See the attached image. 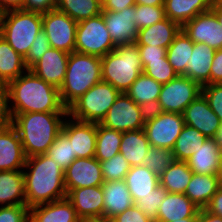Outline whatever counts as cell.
Here are the masks:
<instances>
[{"label": "cell", "instance_id": "obj_1", "mask_svg": "<svg viewBox=\"0 0 222 222\" xmlns=\"http://www.w3.org/2000/svg\"><path fill=\"white\" fill-rule=\"evenodd\" d=\"M23 173L29 209L66 198L64 170L47 154L27 157Z\"/></svg>", "mask_w": 222, "mask_h": 222}, {"label": "cell", "instance_id": "obj_2", "mask_svg": "<svg viewBox=\"0 0 222 222\" xmlns=\"http://www.w3.org/2000/svg\"><path fill=\"white\" fill-rule=\"evenodd\" d=\"M11 114L68 112L59 89L40 79L30 69L8 83Z\"/></svg>", "mask_w": 222, "mask_h": 222}, {"label": "cell", "instance_id": "obj_3", "mask_svg": "<svg viewBox=\"0 0 222 222\" xmlns=\"http://www.w3.org/2000/svg\"><path fill=\"white\" fill-rule=\"evenodd\" d=\"M68 112H32L12 114L26 157L46 154L61 133Z\"/></svg>", "mask_w": 222, "mask_h": 222}, {"label": "cell", "instance_id": "obj_4", "mask_svg": "<svg viewBox=\"0 0 222 222\" xmlns=\"http://www.w3.org/2000/svg\"><path fill=\"white\" fill-rule=\"evenodd\" d=\"M100 81H102L101 57L78 52L70 53L65 79L59 88L62 104L68 108Z\"/></svg>", "mask_w": 222, "mask_h": 222}, {"label": "cell", "instance_id": "obj_5", "mask_svg": "<svg viewBox=\"0 0 222 222\" xmlns=\"http://www.w3.org/2000/svg\"><path fill=\"white\" fill-rule=\"evenodd\" d=\"M102 81L110 83L120 93H126L143 73L139 48L133 44L118 45L101 57Z\"/></svg>", "mask_w": 222, "mask_h": 222}, {"label": "cell", "instance_id": "obj_6", "mask_svg": "<svg viewBox=\"0 0 222 222\" xmlns=\"http://www.w3.org/2000/svg\"><path fill=\"white\" fill-rule=\"evenodd\" d=\"M41 30V13L20 9L0 14V35L24 58Z\"/></svg>", "mask_w": 222, "mask_h": 222}, {"label": "cell", "instance_id": "obj_7", "mask_svg": "<svg viewBox=\"0 0 222 222\" xmlns=\"http://www.w3.org/2000/svg\"><path fill=\"white\" fill-rule=\"evenodd\" d=\"M119 94L110 83L100 81L67 108L68 116L79 121L100 123Z\"/></svg>", "mask_w": 222, "mask_h": 222}, {"label": "cell", "instance_id": "obj_8", "mask_svg": "<svg viewBox=\"0 0 222 222\" xmlns=\"http://www.w3.org/2000/svg\"><path fill=\"white\" fill-rule=\"evenodd\" d=\"M184 126L183 114L151 110L143 130L151 147L172 150Z\"/></svg>", "mask_w": 222, "mask_h": 222}, {"label": "cell", "instance_id": "obj_9", "mask_svg": "<svg viewBox=\"0 0 222 222\" xmlns=\"http://www.w3.org/2000/svg\"><path fill=\"white\" fill-rule=\"evenodd\" d=\"M115 47L102 14L78 22L75 52L103 57Z\"/></svg>", "mask_w": 222, "mask_h": 222}, {"label": "cell", "instance_id": "obj_10", "mask_svg": "<svg viewBox=\"0 0 222 222\" xmlns=\"http://www.w3.org/2000/svg\"><path fill=\"white\" fill-rule=\"evenodd\" d=\"M200 94L202 86L185 75H177L163 84L153 110L183 114L185 108Z\"/></svg>", "mask_w": 222, "mask_h": 222}, {"label": "cell", "instance_id": "obj_11", "mask_svg": "<svg viewBox=\"0 0 222 222\" xmlns=\"http://www.w3.org/2000/svg\"><path fill=\"white\" fill-rule=\"evenodd\" d=\"M147 112L126 93H120L100 124L119 132L140 130L144 127Z\"/></svg>", "mask_w": 222, "mask_h": 222}, {"label": "cell", "instance_id": "obj_12", "mask_svg": "<svg viewBox=\"0 0 222 222\" xmlns=\"http://www.w3.org/2000/svg\"><path fill=\"white\" fill-rule=\"evenodd\" d=\"M77 25L78 23L69 15L57 9L42 13V30L51 48L68 54L75 52Z\"/></svg>", "mask_w": 222, "mask_h": 222}, {"label": "cell", "instance_id": "obj_13", "mask_svg": "<svg viewBox=\"0 0 222 222\" xmlns=\"http://www.w3.org/2000/svg\"><path fill=\"white\" fill-rule=\"evenodd\" d=\"M61 132L72 144L76 158L95 157L97 123L79 121L67 116Z\"/></svg>", "mask_w": 222, "mask_h": 222}, {"label": "cell", "instance_id": "obj_14", "mask_svg": "<svg viewBox=\"0 0 222 222\" xmlns=\"http://www.w3.org/2000/svg\"><path fill=\"white\" fill-rule=\"evenodd\" d=\"M181 29L194 43H205L215 50L222 48V26L211 10L196 15Z\"/></svg>", "mask_w": 222, "mask_h": 222}, {"label": "cell", "instance_id": "obj_15", "mask_svg": "<svg viewBox=\"0 0 222 222\" xmlns=\"http://www.w3.org/2000/svg\"><path fill=\"white\" fill-rule=\"evenodd\" d=\"M65 189L101 186L104 183L100 161L95 157L76 158L64 170Z\"/></svg>", "mask_w": 222, "mask_h": 222}, {"label": "cell", "instance_id": "obj_16", "mask_svg": "<svg viewBox=\"0 0 222 222\" xmlns=\"http://www.w3.org/2000/svg\"><path fill=\"white\" fill-rule=\"evenodd\" d=\"M101 14L116 46L135 43L138 33V28L133 23L135 6L126 7L119 12L102 11Z\"/></svg>", "mask_w": 222, "mask_h": 222}, {"label": "cell", "instance_id": "obj_17", "mask_svg": "<svg viewBox=\"0 0 222 222\" xmlns=\"http://www.w3.org/2000/svg\"><path fill=\"white\" fill-rule=\"evenodd\" d=\"M186 125L194 127L206 138H215L221 121L210 108L208 101L200 94L183 112Z\"/></svg>", "mask_w": 222, "mask_h": 222}, {"label": "cell", "instance_id": "obj_18", "mask_svg": "<svg viewBox=\"0 0 222 222\" xmlns=\"http://www.w3.org/2000/svg\"><path fill=\"white\" fill-rule=\"evenodd\" d=\"M68 57L69 54L64 51L50 48L30 70L40 79L59 89L65 79Z\"/></svg>", "mask_w": 222, "mask_h": 222}, {"label": "cell", "instance_id": "obj_19", "mask_svg": "<svg viewBox=\"0 0 222 222\" xmlns=\"http://www.w3.org/2000/svg\"><path fill=\"white\" fill-rule=\"evenodd\" d=\"M66 198L73 205L79 219L103 216L102 185L72 189Z\"/></svg>", "mask_w": 222, "mask_h": 222}, {"label": "cell", "instance_id": "obj_20", "mask_svg": "<svg viewBox=\"0 0 222 222\" xmlns=\"http://www.w3.org/2000/svg\"><path fill=\"white\" fill-rule=\"evenodd\" d=\"M26 155L16 129L11 125L0 130V171L22 170Z\"/></svg>", "mask_w": 222, "mask_h": 222}, {"label": "cell", "instance_id": "obj_21", "mask_svg": "<svg viewBox=\"0 0 222 222\" xmlns=\"http://www.w3.org/2000/svg\"><path fill=\"white\" fill-rule=\"evenodd\" d=\"M103 189V217L112 219L129 209L135 203L124 180L104 181Z\"/></svg>", "mask_w": 222, "mask_h": 222}, {"label": "cell", "instance_id": "obj_22", "mask_svg": "<svg viewBox=\"0 0 222 222\" xmlns=\"http://www.w3.org/2000/svg\"><path fill=\"white\" fill-rule=\"evenodd\" d=\"M29 222H79L76 211L67 198L29 209Z\"/></svg>", "mask_w": 222, "mask_h": 222}, {"label": "cell", "instance_id": "obj_23", "mask_svg": "<svg viewBox=\"0 0 222 222\" xmlns=\"http://www.w3.org/2000/svg\"><path fill=\"white\" fill-rule=\"evenodd\" d=\"M180 30L181 26L178 23L165 17L151 26L138 30L135 44L152 45L167 49Z\"/></svg>", "mask_w": 222, "mask_h": 222}, {"label": "cell", "instance_id": "obj_24", "mask_svg": "<svg viewBox=\"0 0 222 222\" xmlns=\"http://www.w3.org/2000/svg\"><path fill=\"white\" fill-rule=\"evenodd\" d=\"M198 211L199 208L185 194L167 193L154 222H169L187 217H197Z\"/></svg>", "mask_w": 222, "mask_h": 222}, {"label": "cell", "instance_id": "obj_25", "mask_svg": "<svg viewBox=\"0 0 222 222\" xmlns=\"http://www.w3.org/2000/svg\"><path fill=\"white\" fill-rule=\"evenodd\" d=\"M215 51L205 43H194L192 55L186 65L185 76L201 86L210 84V69Z\"/></svg>", "mask_w": 222, "mask_h": 222}, {"label": "cell", "instance_id": "obj_26", "mask_svg": "<svg viewBox=\"0 0 222 222\" xmlns=\"http://www.w3.org/2000/svg\"><path fill=\"white\" fill-rule=\"evenodd\" d=\"M221 153L215 138H207L186 162L193 173L217 175Z\"/></svg>", "mask_w": 222, "mask_h": 222}, {"label": "cell", "instance_id": "obj_27", "mask_svg": "<svg viewBox=\"0 0 222 222\" xmlns=\"http://www.w3.org/2000/svg\"><path fill=\"white\" fill-rule=\"evenodd\" d=\"M0 205H26L23 170L0 171Z\"/></svg>", "mask_w": 222, "mask_h": 222}, {"label": "cell", "instance_id": "obj_28", "mask_svg": "<svg viewBox=\"0 0 222 222\" xmlns=\"http://www.w3.org/2000/svg\"><path fill=\"white\" fill-rule=\"evenodd\" d=\"M212 0H164L165 17L181 27L196 15L211 9Z\"/></svg>", "mask_w": 222, "mask_h": 222}, {"label": "cell", "instance_id": "obj_29", "mask_svg": "<svg viewBox=\"0 0 222 222\" xmlns=\"http://www.w3.org/2000/svg\"><path fill=\"white\" fill-rule=\"evenodd\" d=\"M124 181L134 203L150 194L160 184L159 176L145 165L131 167Z\"/></svg>", "mask_w": 222, "mask_h": 222}, {"label": "cell", "instance_id": "obj_30", "mask_svg": "<svg viewBox=\"0 0 222 222\" xmlns=\"http://www.w3.org/2000/svg\"><path fill=\"white\" fill-rule=\"evenodd\" d=\"M220 187L217 175L193 173L185 195L199 208L204 209L210 203L212 196Z\"/></svg>", "mask_w": 222, "mask_h": 222}, {"label": "cell", "instance_id": "obj_31", "mask_svg": "<svg viewBox=\"0 0 222 222\" xmlns=\"http://www.w3.org/2000/svg\"><path fill=\"white\" fill-rule=\"evenodd\" d=\"M162 84L152 77L142 73L132 83L126 94L137 104L143 106L147 111L156 107Z\"/></svg>", "mask_w": 222, "mask_h": 222}, {"label": "cell", "instance_id": "obj_32", "mask_svg": "<svg viewBox=\"0 0 222 222\" xmlns=\"http://www.w3.org/2000/svg\"><path fill=\"white\" fill-rule=\"evenodd\" d=\"M150 147L143 129L122 132L120 153L131 167L143 165L144 156Z\"/></svg>", "mask_w": 222, "mask_h": 222}, {"label": "cell", "instance_id": "obj_33", "mask_svg": "<svg viewBox=\"0 0 222 222\" xmlns=\"http://www.w3.org/2000/svg\"><path fill=\"white\" fill-rule=\"evenodd\" d=\"M27 70L24 57L0 35V81L9 83Z\"/></svg>", "mask_w": 222, "mask_h": 222}, {"label": "cell", "instance_id": "obj_34", "mask_svg": "<svg viewBox=\"0 0 222 222\" xmlns=\"http://www.w3.org/2000/svg\"><path fill=\"white\" fill-rule=\"evenodd\" d=\"M193 172L186 161L175 160L159 176V182L168 193L185 194Z\"/></svg>", "mask_w": 222, "mask_h": 222}, {"label": "cell", "instance_id": "obj_35", "mask_svg": "<svg viewBox=\"0 0 222 222\" xmlns=\"http://www.w3.org/2000/svg\"><path fill=\"white\" fill-rule=\"evenodd\" d=\"M194 42L181 29L167 48L166 56L178 75H186V65L192 55Z\"/></svg>", "mask_w": 222, "mask_h": 222}, {"label": "cell", "instance_id": "obj_36", "mask_svg": "<svg viewBox=\"0 0 222 222\" xmlns=\"http://www.w3.org/2000/svg\"><path fill=\"white\" fill-rule=\"evenodd\" d=\"M122 132L107 128L97 123L95 158L106 161L120 152Z\"/></svg>", "mask_w": 222, "mask_h": 222}, {"label": "cell", "instance_id": "obj_37", "mask_svg": "<svg viewBox=\"0 0 222 222\" xmlns=\"http://www.w3.org/2000/svg\"><path fill=\"white\" fill-rule=\"evenodd\" d=\"M206 139L197 129L185 124L172 149L175 160L187 161Z\"/></svg>", "mask_w": 222, "mask_h": 222}, {"label": "cell", "instance_id": "obj_38", "mask_svg": "<svg viewBox=\"0 0 222 222\" xmlns=\"http://www.w3.org/2000/svg\"><path fill=\"white\" fill-rule=\"evenodd\" d=\"M56 9L66 13L77 23L102 13V3L98 0H57Z\"/></svg>", "mask_w": 222, "mask_h": 222}, {"label": "cell", "instance_id": "obj_39", "mask_svg": "<svg viewBox=\"0 0 222 222\" xmlns=\"http://www.w3.org/2000/svg\"><path fill=\"white\" fill-rule=\"evenodd\" d=\"M46 154L55 162H58L63 170L76 159L72 144L62 132L56 137L55 142L48 148Z\"/></svg>", "mask_w": 222, "mask_h": 222}, {"label": "cell", "instance_id": "obj_40", "mask_svg": "<svg viewBox=\"0 0 222 222\" xmlns=\"http://www.w3.org/2000/svg\"><path fill=\"white\" fill-rule=\"evenodd\" d=\"M143 159V165L160 176L175 161L172 150L150 147Z\"/></svg>", "mask_w": 222, "mask_h": 222}, {"label": "cell", "instance_id": "obj_41", "mask_svg": "<svg viewBox=\"0 0 222 222\" xmlns=\"http://www.w3.org/2000/svg\"><path fill=\"white\" fill-rule=\"evenodd\" d=\"M101 170L104 181L124 180L131 166L119 152L114 157L106 161H101Z\"/></svg>", "mask_w": 222, "mask_h": 222}, {"label": "cell", "instance_id": "obj_42", "mask_svg": "<svg viewBox=\"0 0 222 222\" xmlns=\"http://www.w3.org/2000/svg\"><path fill=\"white\" fill-rule=\"evenodd\" d=\"M165 18L164 5L150 6L143 4L135 5L133 23L138 30L151 26Z\"/></svg>", "mask_w": 222, "mask_h": 222}, {"label": "cell", "instance_id": "obj_43", "mask_svg": "<svg viewBox=\"0 0 222 222\" xmlns=\"http://www.w3.org/2000/svg\"><path fill=\"white\" fill-rule=\"evenodd\" d=\"M167 193L168 191L159 184L150 194L138 199L135 205L142 213L155 221L157 219L158 209Z\"/></svg>", "mask_w": 222, "mask_h": 222}, {"label": "cell", "instance_id": "obj_44", "mask_svg": "<svg viewBox=\"0 0 222 222\" xmlns=\"http://www.w3.org/2000/svg\"><path fill=\"white\" fill-rule=\"evenodd\" d=\"M143 73L160 84H166L170 80H173L178 74L173 70V67L168 62L167 58H161V60L149 61L143 67Z\"/></svg>", "mask_w": 222, "mask_h": 222}, {"label": "cell", "instance_id": "obj_45", "mask_svg": "<svg viewBox=\"0 0 222 222\" xmlns=\"http://www.w3.org/2000/svg\"><path fill=\"white\" fill-rule=\"evenodd\" d=\"M51 48L47 36L43 30L38 33L25 59V64L30 69L42 55Z\"/></svg>", "mask_w": 222, "mask_h": 222}, {"label": "cell", "instance_id": "obj_46", "mask_svg": "<svg viewBox=\"0 0 222 222\" xmlns=\"http://www.w3.org/2000/svg\"><path fill=\"white\" fill-rule=\"evenodd\" d=\"M202 94L222 123V83L202 86Z\"/></svg>", "mask_w": 222, "mask_h": 222}, {"label": "cell", "instance_id": "obj_47", "mask_svg": "<svg viewBox=\"0 0 222 222\" xmlns=\"http://www.w3.org/2000/svg\"><path fill=\"white\" fill-rule=\"evenodd\" d=\"M0 222H29L27 205L0 206Z\"/></svg>", "mask_w": 222, "mask_h": 222}, {"label": "cell", "instance_id": "obj_48", "mask_svg": "<svg viewBox=\"0 0 222 222\" xmlns=\"http://www.w3.org/2000/svg\"><path fill=\"white\" fill-rule=\"evenodd\" d=\"M12 125L8 83L0 81V130Z\"/></svg>", "mask_w": 222, "mask_h": 222}, {"label": "cell", "instance_id": "obj_49", "mask_svg": "<svg viewBox=\"0 0 222 222\" xmlns=\"http://www.w3.org/2000/svg\"><path fill=\"white\" fill-rule=\"evenodd\" d=\"M139 48V55L142 66L144 67L149 61L161 60L167 58L166 48L152 46V45H137Z\"/></svg>", "mask_w": 222, "mask_h": 222}, {"label": "cell", "instance_id": "obj_50", "mask_svg": "<svg viewBox=\"0 0 222 222\" xmlns=\"http://www.w3.org/2000/svg\"><path fill=\"white\" fill-rule=\"evenodd\" d=\"M112 222H154L150 217L142 213L134 204L129 209L124 210L121 214L113 217Z\"/></svg>", "mask_w": 222, "mask_h": 222}, {"label": "cell", "instance_id": "obj_51", "mask_svg": "<svg viewBox=\"0 0 222 222\" xmlns=\"http://www.w3.org/2000/svg\"><path fill=\"white\" fill-rule=\"evenodd\" d=\"M57 0H25L22 10L38 13H46L56 9Z\"/></svg>", "mask_w": 222, "mask_h": 222}, {"label": "cell", "instance_id": "obj_52", "mask_svg": "<svg viewBox=\"0 0 222 222\" xmlns=\"http://www.w3.org/2000/svg\"><path fill=\"white\" fill-rule=\"evenodd\" d=\"M222 83V48L215 51L211 69H210V84Z\"/></svg>", "mask_w": 222, "mask_h": 222}, {"label": "cell", "instance_id": "obj_53", "mask_svg": "<svg viewBox=\"0 0 222 222\" xmlns=\"http://www.w3.org/2000/svg\"><path fill=\"white\" fill-rule=\"evenodd\" d=\"M135 0H104L102 3V11L119 12L126 7L135 6Z\"/></svg>", "mask_w": 222, "mask_h": 222}, {"label": "cell", "instance_id": "obj_54", "mask_svg": "<svg viewBox=\"0 0 222 222\" xmlns=\"http://www.w3.org/2000/svg\"><path fill=\"white\" fill-rule=\"evenodd\" d=\"M206 209L209 212L222 217V186H220L218 191L212 196Z\"/></svg>", "mask_w": 222, "mask_h": 222}, {"label": "cell", "instance_id": "obj_55", "mask_svg": "<svg viewBox=\"0 0 222 222\" xmlns=\"http://www.w3.org/2000/svg\"><path fill=\"white\" fill-rule=\"evenodd\" d=\"M25 0H0V14L24 8Z\"/></svg>", "mask_w": 222, "mask_h": 222}, {"label": "cell", "instance_id": "obj_56", "mask_svg": "<svg viewBox=\"0 0 222 222\" xmlns=\"http://www.w3.org/2000/svg\"><path fill=\"white\" fill-rule=\"evenodd\" d=\"M197 222H222V217L209 212L206 208L199 209Z\"/></svg>", "mask_w": 222, "mask_h": 222}, {"label": "cell", "instance_id": "obj_57", "mask_svg": "<svg viewBox=\"0 0 222 222\" xmlns=\"http://www.w3.org/2000/svg\"><path fill=\"white\" fill-rule=\"evenodd\" d=\"M210 10L215 14L218 22L222 26V5H220V4H212Z\"/></svg>", "mask_w": 222, "mask_h": 222}, {"label": "cell", "instance_id": "obj_58", "mask_svg": "<svg viewBox=\"0 0 222 222\" xmlns=\"http://www.w3.org/2000/svg\"><path fill=\"white\" fill-rule=\"evenodd\" d=\"M136 4L159 6L164 5V0H135Z\"/></svg>", "mask_w": 222, "mask_h": 222}, {"label": "cell", "instance_id": "obj_59", "mask_svg": "<svg viewBox=\"0 0 222 222\" xmlns=\"http://www.w3.org/2000/svg\"><path fill=\"white\" fill-rule=\"evenodd\" d=\"M79 222H112V221L110 219L101 216V217L82 218L79 219Z\"/></svg>", "mask_w": 222, "mask_h": 222}, {"label": "cell", "instance_id": "obj_60", "mask_svg": "<svg viewBox=\"0 0 222 222\" xmlns=\"http://www.w3.org/2000/svg\"><path fill=\"white\" fill-rule=\"evenodd\" d=\"M215 140H216V143L220 146L221 151H222V123L220 125V128L217 131V134L215 136Z\"/></svg>", "mask_w": 222, "mask_h": 222}, {"label": "cell", "instance_id": "obj_61", "mask_svg": "<svg viewBox=\"0 0 222 222\" xmlns=\"http://www.w3.org/2000/svg\"><path fill=\"white\" fill-rule=\"evenodd\" d=\"M217 177L219 179L220 186H222V153H221V157H220V163H219V169L217 172Z\"/></svg>", "mask_w": 222, "mask_h": 222}, {"label": "cell", "instance_id": "obj_62", "mask_svg": "<svg viewBox=\"0 0 222 222\" xmlns=\"http://www.w3.org/2000/svg\"><path fill=\"white\" fill-rule=\"evenodd\" d=\"M169 222H197V217H187L184 219L169 221Z\"/></svg>", "mask_w": 222, "mask_h": 222}, {"label": "cell", "instance_id": "obj_63", "mask_svg": "<svg viewBox=\"0 0 222 222\" xmlns=\"http://www.w3.org/2000/svg\"><path fill=\"white\" fill-rule=\"evenodd\" d=\"M212 4H220V5H222V0H212Z\"/></svg>", "mask_w": 222, "mask_h": 222}]
</instances>
